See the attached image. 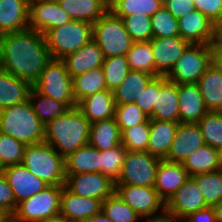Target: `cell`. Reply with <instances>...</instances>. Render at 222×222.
<instances>
[{
	"label": "cell",
	"mask_w": 222,
	"mask_h": 222,
	"mask_svg": "<svg viewBox=\"0 0 222 222\" xmlns=\"http://www.w3.org/2000/svg\"><path fill=\"white\" fill-rule=\"evenodd\" d=\"M33 86L0 68V110L25 102Z\"/></svg>",
	"instance_id": "83f0119b"
},
{
	"label": "cell",
	"mask_w": 222,
	"mask_h": 222,
	"mask_svg": "<svg viewBox=\"0 0 222 222\" xmlns=\"http://www.w3.org/2000/svg\"><path fill=\"white\" fill-rule=\"evenodd\" d=\"M210 51L211 65L222 72V43L214 42L213 40L208 44Z\"/></svg>",
	"instance_id": "db71d44e"
},
{
	"label": "cell",
	"mask_w": 222,
	"mask_h": 222,
	"mask_svg": "<svg viewBox=\"0 0 222 222\" xmlns=\"http://www.w3.org/2000/svg\"><path fill=\"white\" fill-rule=\"evenodd\" d=\"M153 55L150 41L133 42L130 50L126 54L130 70L155 76Z\"/></svg>",
	"instance_id": "8d00e7d4"
},
{
	"label": "cell",
	"mask_w": 222,
	"mask_h": 222,
	"mask_svg": "<svg viewBox=\"0 0 222 222\" xmlns=\"http://www.w3.org/2000/svg\"><path fill=\"white\" fill-rule=\"evenodd\" d=\"M179 123H197L207 112L197 83L178 84Z\"/></svg>",
	"instance_id": "44dd1931"
},
{
	"label": "cell",
	"mask_w": 222,
	"mask_h": 222,
	"mask_svg": "<svg viewBox=\"0 0 222 222\" xmlns=\"http://www.w3.org/2000/svg\"><path fill=\"white\" fill-rule=\"evenodd\" d=\"M60 8L72 20L85 21L94 24L108 10V0H57Z\"/></svg>",
	"instance_id": "4316f807"
},
{
	"label": "cell",
	"mask_w": 222,
	"mask_h": 222,
	"mask_svg": "<svg viewBox=\"0 0 222 222\" xmlns=\"http://www.w3.org/2000/svg\"><path fill=\"white\" fill-rule=\"evenodd\" d=\"M126 152L122 144L100 151V173L116 182L121 175Z\"/></svg>",
	"instance_id": "b9f144b4"
},
{
	"label": "cell",
	"mask_w": 222,
	"mask_h": 222,
	"mask_svg": "<svg viewBox=\"0 0 222 222\" xmlns=\"http://www.w3.org/2000/svg\"><path fill=\"white\" fill-rule=\"evenodd\" d=\"M51 59L41 32L27 28L0 35V68L32 86Z\"/></svg>",
	"instance_id": "6da1fadb"
},
{
	"label": "cell",
	"mask_w": 222,
	"mask_h": 222,
	"mask_svg": "<svg viewBox=\"0 0 222 222\" xmlns=\"http://www.w3.org/2000/svg\"><path fill=\"white\" fill-rule=\"evenodd\" d=\"M93 40L98 44L105 58L125 55L133 40L128 34L122 18L108 10L93 25Z\"/></svg>",
	"instance_id": "8992f818"
},
{
	"label": "cell",
	"mask_w": 222,
	"mask_h": 222,
	"mask_svg": "<svg viewBox=\"0 0 222 222\" xmlns=\"http://www.w3.org/2000/svg\"><path fill=\"white\" fill-rule=\"evenodd\" d=\"M205 144L222 149V112L208 111L198 122Z\"/></svg>",
	"instance_id": "60d3db41"
},
{
	"label": "cell",
	"mask_w": 222,
	"mask_h": 222,
	"mask_svg": "<svg viewBox=\"0 0 222 222\" xmlns=\"http://www.w3.org/2000/svg\"><path fill=\"white\" fill-rule=\"evenodd\" d=\"M210 65L209 46L190 44L165 77L177 84L198 83Z\"/></svg>",
	"instance_id": "9c48e42d"
},
{
	"label": "cell",
	"mask_w": 222,
	"mask_h": 222,
	"mask_svg": "<svg viewBox=\"0 0 222 222\" xmlns=\"http://www.w3.org/2000/svg\"><path fill=\"white\" fill-rule=\"evenodd\" d=\"M17 208L13 190L9 186L5 176L0 174V211L7 217H11Z\"/></svg>",
	"instance_id": "681fc988"
},
{
	"label": "cell",
	"mask_w": 222,
	"mask_h": 222,
	"mask_svg": "<svg viewBox=\"0 0 222 222\" xmlns=\"http://www.w3.org/2000/svg\"><path fill=\"white\" fill-rule=\"evenodd\" d=\"M29 28V0H0V35Z\"/></svg>",
	"instance_id": "7402d4cb"
},
{
	"label": "cell",
	"mask_w": 222,
	"mask_h": 222,
	"mask_svg": "<svg viewBox=\"0 0 222 222\" xmlns=\"http://www.w3.org/2000/svg\"><path fill=\"white\" fill-rule=\"evenodd\" d=\"M72 21L57 1H29V28L46 34L50 29L57 28Z\"/></svg>",
	"instance_id": "9a60e30c"
},
{
	"label": "cell",
	"mask_w": 222,
	"mask_h": 222,
	"mask_svg": "<svg viewBox=\"0 0 222 222\" xmlns=\"http://www.w3.org/2000/svg\"><path fill=\"white\" fill-rule=\"evenodd\" d=\"M28 100L32 105L34 113L44 125L61 116L69 109L61 101L41 95L34 88H32Z\"/></svg>",
	"instance_id": "d590c367"
},
{
	"label": "cell",
	"mask_w": 222,
	"mask_h": 222,
	"mask_svg": "<svg viewBox=\"0 0 222 222\" xmlns=\"http://www.w3.org/2000/svg\"><path fill=\"white\" fill-rule=\"evenodd\" d=\"M153 38L180 36L178 19L162 6L152 17Z\"/></svg>",
	"instance_id": "ee69618b"
},
{
	"label": "cell",
	"mask_w": 222,
	"mask_h": 222,
	"mask_svg": "<svg viewBox=\"0 0 222 222\" xmlns=\"http://www.w3.org/2000/svg\"><path fill=\"white\" fill-rule=\"evenodd\" d=\"M100 172V150L89 143L65 158V174Z\"/></svg>",
	"instance_id": "f1b7e54d"
},
{
	"label": "cell",
	"mask_w": 222,
	"mask_h": 222,
	"mask_svg": "<svg viewBox=\"0 0 222 222\" xmlns=\"http://www.w3.org/2000/svg\"><path fill=\"white\" fill-rule=\"evenodd\" d=\"M77 107L90 123H94L99 120L113 118L116 103L113 92L104 90L82 99Z\"/></svg>",
	"instance_id": "d4e9b609"
},
{
	"label": "cell",
	"mask_w": 222,
	"mask_h": 222,
	"mask_svg": "<svg viewBox=\"0 0 222 222\" xmlns=\"http://www.w3.org/2000/svg\"><path fill=\"white\" fill-rule=\"evenodd\" d=\"M72 79L73 94L76 100V104L93 93L108 90L102 67L94 68L83 74L77 75Z\"/></svg>",
	"instance_id": "e575fe53"
},
{
	"label": "cell",
	"mask_w": 222,
	"mask_h": 222,
	"mask_svg": "<svg viewBox=\"0 0 222 222\" xmlns=\"http://www.w3.org/2000/svg\"><path fill=\"white\" fill-rule=\"evenodd\" d=\"M81 222H113L111 219H109L102 211L96 215H93L92 217H89Z\"/></svg>",
	"instance_id": "9f6ffc18"
},
{
	"label": "cell",
	"mask_w": 222,
	"mask_h": 222,
	"mask_svg": "<svg viewBox=\"0 0 222 222\" xmlns=\"http://www.w3.org/2000/svg\"><path fill=\"white\" fill-rule=\"evenodd\" d=\"M121 130L115 117L99 120L90 125L89 144L98 150H108L121 144Z\"/></svg>",
	"instance_id": "4dcf8cb0"
},
{
	"label": "cell",
	"mask_w": 222,
	"mask_h": 222,
	"mask_svg": "<svg viewBox=\"0 0 222 222\" xmlns=\"http://www.w3.org/2000/svg\"><path fill=\"white\" fill-rule=\"evenodd\" d=\"M181 222H216L214 209L213 207H207L190 213Z\"/></svg>",
	"instance_id": "f5cc1de1"
},
{
	"label": "cell",
	"mask_w": 222,
	"mask_h": 222,
	"mask_svg": "<svg viewBox=\"0 0 222 222\" xmlns=\"http://www.w3.org/2000/svg\"><path fill=\"white\" fill-rule=\"evenodd\" d=\"M219 165H220V170L222 171V149L219 150Z\"/></svg>",
	"instance_id": "91938a15"
},
{
	"label": "cell",
	"mask_w": 222,
	"mask_h": 222,
	"mask_svg": "<svg viewBox=\"0 0 222 222\" xmlns=\"http://www.w3.org/2000/svg\"><path fill=\"white\" fill-rule=\"evenodd\" d=\"M102 69L107 89L112 92L116 90L131 71L125 55L105 58Z\"/></svg>",
	"instance_id": "ab89813d"
},
{
	"label": "cell",
	"mask_w": 222,
	"mask_h": 222,
	"mask_svg": "<svg viewBox=\"0 0 222 222\" xmlns=\"http://www.w3.org/2000/svg\"><path fill=\"white\" fill-rule=\"evenodd\" d=\"M29 1L44 2V1H57V0H29Z\"/></svg>",
	"instance_id": "e7e4bbea"
},
{
	"label": "cell",
	"mask_w": 222,
	"mask_h": 222,
	"mask_svg": "<svg viewBox=\"0 0 222 222\" xmlns=\"http://www.w3.org/2000/svg\"><path fill=\"white\" fill-rule=\"evenodd\" d=\"M63 186L49 185L37 194L17 204L12 222H42L60 215Z\"/></svg>",
	"instance_id": "ba28073f"
},
{
	"label": "cell",
	"mask_w": 222,
	"mask_h": 222,
	"mask_svg": "<svg viewBox=\"0 0 222 222\" xmlns=\"http://www.w3.org/2000/svg\"><path fill=\"white\" fill-rule=\"evenodd\" d=\"M3 171H4V167H3V165H2L1 162H0V174H2Z\"/></svg>",
	"instance_id": "03108f58"
},
{
	"label": "cell",
	"mask_w": 222,
	"mask_h": 222,
	"mask_svg": "<svg viewBox=\"0 0 222 222\" xmlns=\"http://www.w3.org/2000/svg\"><path fill=\"white\" fill-rule=\"evenodd\" d=\"M195 9L214 23L222 14V0H193Z\"/></svg>",
	"instance_id": "f907efd6"
},
{
	"label": "cell",
	"mask_w": 222,
	"mask_h": 222,
	"mask_svg": "<svg viewBox=\"0 0 222 222\" xmlns=\"http://www.w3.org/2000/svg\"><path fill=\"white\" fill-rule=\"evenodd\" d=\"M104 55L98 44L92 39L79 50L67 55L63 60L66 69L73 78L97 67H102Z\"/></svg>",
	"instance_id": "603a6c76"
},
{
	"label": "cell",
	"mask_w": 222,
	"mask_h": 222,
	"mask_svg": "<svg viewBox=\"0 0 222 222\" xmlns=\"http://www.w3.org/2000/svg\"><path fill=\"white\" fill-rule=\"evenodd\" d=\"M45 38L51 58L62 60L93 39L92 24L72 20L63 26L50 29Z\"/></svg>",
	"instance_id": "5b68a950"
},
{
	"label": "cell",
	"mask_w": 222,
	"mask_h": 222,
	"mask_svg": "<svg viewBox=\"0 0 222 222\" xmlns=\"http://www.w3.org/2000/svg\"><path fill=\"white\" fill-rule=\"evenodd\" d=\"M122 20L134 42L150 41L153 38L151 17L130 15L122 18Z\"/></svg>",
	"instance_id": "bcb514c9"
},
{
	"label": "cell",
	"mask_w": 222,
	"mask_h": 222,
	"mask_svg": "<svg viewBox=\"0 0 222 222\" xmlns=\"http://www.w3.org/2000/svg\"><path fill=\"white\" fill-rule=\"evenodd\" d=\"M114 117L121 133L125 129L143 123L149 118L135 103L116 105Z\"/></svg>",
	"instance_id": "7dc6e473"
},
{
	"label": "cell",
	"mask_w": 222,
	"mask_h": 222,
	"mask_svg": "<svg viewBox=\"0 0 222 222\" xmlns=\"http://www.w3.org/2000/svg\"><path fill=\"white\" fill-rule=\"evenodd\" d=\"M162 6L164 0H110L109 10L117 17L145 15L152 17Z\"/></svg>",
	"instance_id": "836d02e7"
},
{
	"label": "cell",
	"mask_w": 222,
	"mask_h": 222,
	"mask_svg": "<svg viewBox=\"0 0 222 222\" xmlns=\"http://www.w3.org/2000/svg\"><path fill=\"white\" fill-rule=\"evenodd\" d=\"M164 6L176 19H179L187 13L195 10L193 0H164Z\"/></svg>",
	"instance_id": "816d5d0a"
},
{
	"label": "cell",
	"mask_w": 222,
	"mask_h": 222,
	"mask_svg": "<svg viewBox=\"0 0 222 222\" xmlns=\"http://www.w3.org/2000/svg\"><path fill=\"white\" fill-rule=\"evenodd\" d=\"M90 125L77 106L69 108L45 125L44 142L66 158L89 143Z\"/></svg>",
	"instance_id": "7a4b0ae2"
},
{
	"label": "cell",
	"mask_w": 222,
	"mask_h": 222,
	"mask_svg": "<svg viewBox=\"0 0 222 222\" xmlns=\"http://www.w3.org/2000/svg\"><path fill=\"white\" fill-rule=\"evenodd\" d=\"M161 88V76L154 77L144 91L140 94L135 104L145 113L149 118L151 117L154 106H156V93H159Z\"/></svg>",
	"instance_id": "c3c4849f"
},
{
	"label": "cell",
	"mask_w": 222,
	"mask_h": 222,
	"mask_svg": "<svg viewBox=\"0 0 222 222\" xmlns=\"http://www.w3.org/2000/svg\"><path fill=\"white\" fill-rule=\"evenodd\" d=\"M207 207L197 183L190 177L165 203L166 219L181 222L190 213Z\"/></svg>",
	"instance_id": "7c38bea8"
},
{
	"label": "cell",
	"mask_w": 222,
	"mask_h": 222,
	"mask_svg": "<svg viewBox=\"0 0 222 222\" xmlns=\"http://www.w3.org/2000/svg\"><path fill=\"white\" fill-rule=\"evenodd\" d=\"M101 211L113 222H138L142 219L116 192L102 201Z\"/></svg>",
	"instance_id": "f35d334b"
},
{
	"label": "cell",
	"mask_w": 222,
	"mask_h": 222,
	"mask_svg": "<svg viewBox=\"0 0 222 222\" xmlns=\"http://www.w3.org/2000/svg\"><path fill=\"white\" fill-rule=\"evenodd\" d=\"M0 133L27 145L44 142L45 125L34 113L29 100L0 110Z\"/></svg>",
	"instance_id": "3957f363"
},
{
	"label": "cell",
	"mask_w": 222,
	"mask_h": 222,
	"mask_svg": "<svg viewBox=\"0 0 222 222\" xmlns=\"http://www.w3.org/2000/svg\"><path fill=\"white\" fill-rule=\"evenodd\" d=\"M150 44L154 54L155 76H166L190 45L180 36L152 38Z\"/></svg>",
	"instance_id": "5bb4252c"
},
{
	"label": "cell",
	"mask_w": 222,
	"mask_h": 222,
	"mask_svg": "<svg viewBox=\"0 0 222 222\" xmlns=\"http://www.w3.org/2000/svg\"><path fill=\"white\" fill-rule=\"evenodd\" d=\"M102 201L75 195L65 186L62 189L60 215L72 222H81L101 212Z\"/></svg>",
	"instance_id": "d6986e66"
},
{
	"label": "cell",
	"mask_w": 222,
	"mask_h": 222,
	"mask_svg": "<svg viewBox=\"0 0 222 222\" xmlns=\"http://www.w3.org/2000/svg\"><path fill=\"white\" fill-rule=\"evenodd\" d=\"M64 186L75 195L101 201L115 192V182L100 172L66 175Z\"/></svg>",
	"instance_id": "4fadbf2b"
},
{
	"label": "cell",
	"mask_w": 222,
	"mask_h": 222,
	"mask_svg": "<svg viewBox=\"0 0 222 222\" xmlns=\"http://www.w3.org/2000/svg\"><path fill=\"white\" fill-rule=\"evenodd\" d=\"M26 145L10 135L0 133V162L3 167L22 164Z\"/></svg>",
	"instance_id": "f6af8a7d"
},
{
	"label": "cell",
	"mask_w": 222,
	"mask_h": 222,
	"mask_svg": "<svg viewBox=\"0 0 222 222\" xmlns=\"http://www.w3.org/2000/svg\"><path fill=\"white\" fill-rule=\"evenodd\" d=\"M7 216L0 211V222H2Z\"/></svg>",
	"instance_id": "94428289"
},
{
	"label": "cell",
	"mask_w": 222,
	"mask_h": 222,
	"mask_svg": "<svg viewBox=\"0 0 222 222\" xmlns=\"http://www.w3.org/2000/svg\"><path fill=\"white\" fill-rule=\"evenodd\" d=\"M160 160L148 152L127 151L115 185L154 187Z\"/></svg>",
	"instance_id": "30bf717a"
},
{
	"label": "cell",
	"mask_w": 222,
	"mask_h": 222,
	"mask_svg": "<svg viewBox=\"0 0 222 222\" xmlns=\"http://www.w3.org/2000/svg\"><path fill=\"white\" fill-rule=\"evenodd\" d=\"M115 192L141 217H148V222L166 219L165 202L154 187L115 185ZM158 210L161 214H156Z\"/></svg>",
	"instance_id": "8fae6325"
},
{
	"label": "cell",
	"mask_w": 222,
	"mask_h": 222,
	"mask_svg": "<svg viewBox=\"0 0 222 222\" xmlns=\"http://www.w3.org/2000/svg\"><path fill=\"white\" fill-rule=\"evenodd\" d=\"M3 175L13 190L16 204L41 192L49 186L44 180L34 176L22 164L5 167Z\"/></svg>",
	"instance_id": "2e32d148"
},
{
	"label": "cell",
	"mask_w": 222,
	"mask_h": 222,
	"mask_svg": "<svg viewBox=\"0 0 222 222\" xmlns=\"http://www.w3.org/2000/svg\"><path fill=\"white\" fill-rule=\"evenodd\" d=\"M216 222H222V201L213 206Z\"/></svg>",
	"instance_id": "6f0895ef"
},
{
	"label": "cell",
	"mask_w": 222,
	"mask_h": 222,
	"mask_svg": "<svg viewBox=\"0 0 222 222\" xmlns=\"http://www.w3.org/2000/svg\"><path fill=\"white\" fill-rule=\"evenodd\" d=\"M22 165L49 185H65V158L45 142L27 145Z\"/></svg>",
	"instance_id": "277c9868"
},
{
	"label": "cell",
	"mask_w": 222,
	"mask_h": 222,
	"mask_svg": "<svg viewBox=\"0 0 222 222\" xmlns=\"http://www.w3.org/2000/svg\"><path fill=\"white\" fill-rule=\"evenodd\" d=\"M33 88L41 95L61 101L68 108L77 106L73 94V79L63 60L51 59L42 70Z\"/></svg>",
	"instance_id": "52a82bcc"
},
{
	"label": "cell",
	"mask_w": 222,
	"mask_h": 222,
	"mask_svg": "<svg viewBox=\"0 0 222 222\" xmlns=\"http://www.w3.org/2000/svg\"><path fill=\"white\" fill-rule=\"evenodd\" d=\"M150 120L179 122L178 84L161 76V88L156 93V106Z\"/></svg>",
	"instance_id": "cb8c5ba5"
},
{
	"label": "cell",
	"mask_w": 222,
	"mask_h": 222,
	"mask_svg": "<svg viewBox=\"0 0 222 222\" xmlns=\"http://www.w3.org/2000/svg\"><path fill=\"white\" fill-rule=\"evenodd\" d=\"M199 187L208 207L222 201V171L199 174L191 177Z\"/></svg>",
	"instance_id": "74e56055"
},
{
	"label": "cell",
	"mask_w": 222,
	"mask_h": 222,
	"mask_svg": "<svg viewBox=\"0 0 222 222\" xmlns=\"http://www.w3.org/2000/svg\"><path fill=\"white\" fill-rule=\"evenodd\" d=\"M146 222H148V221H146ZM150 222H174V221L165 219V220H161V221H150Z\"/></svg>",
	"instance_id": "6125c7cd"
},
{
	"label": "cell",
	"mask_w": 222,
	"mask_h": 222,
	"mask_svg": "<svg viewBox=\"0 0 222 222\" xmlns=\"http://www.w3.org/2000/svg\"><path fill=\"white\" fill-rule=\"evenodd\" d=\"M179 124L173 121L150 120L148 153L161 160L166 159Z\"/></svg>",
	"instance_id": "484cf974"
},
{
	"label": "cell",
	"mask_w": 222,
	"mask_h": 222,
	"mask_svg": "<svg viewBox=\"0 0 222 222\" xmlns=\"http://www.w3.org/2000/svg\"><path fill=\"white\" fill-rule=\"evenodd\" d=\"M190 177L220 170L219 150L203 145L182 163Z\"/></svg>",
	"instance_id": "d6a6232c"
},
{
	"label": "cell",
	"mask_w": 222,
	"mask_h": 222,
	"mask_svg": "<svg viewBox=\"0 0 222 222\" xmlns=\"http://www.w3.org/2000/svg\"><path fill=\"white\" fill-rule=\"evenodd\" d=\"M197 84L207 110L222 112V72L210 65Z\"/></svg>",
	"instance_id": "f546056e"
},
{
	"label": "cell",
	"mask_w": 222,
	"mask_h": 222,
	"mask_svg": "<svg viewBox=\"0 0 222 222\" xmlns=\"http://www.w3.org/2000/svg\"><path fill=\"white\" fill-rule=\"evenodd\" d=\"M2 222H12L11 217H6Z\"/></svg>",
	"instance_id": "be15d7a7"
},
{
	"label": "cell",
	"mask_w": 222,
	"mask_h": 222,
	"mask_svg": "<svg viewBox=\"0 0 222 222\" xmlns=\"http://www.w3.org/2000/svg\"><path fill=\"white\" fill-rule=\"evenodd\" d=\"M214 42L222 43V14L221 16L213 23V37Z\"/></svg>",
	"instance_id": "11a10c76"
},
{
	"label": "cell",
	"mask_w": 222,
	"mask_h": 222,
	"mask_svg": "<svg viewBox=\"0 0 222 222\" xmlns=\"http://www.w3.org/2000/svg\"><path fill=\"white\" fill-rule=\"evenodd\" d=\"M205 145L197 123H180L165 160L183 163L189 155Z\"/></svg>",
	"instance_id": "e0dca14e"
},
{
	"label": "cell",
	"mask_w": 222,
	"mask_h": 222,
	"mask_svg": "<svg viewBox=\"0 0 222 222\" xmlns=\"http://www.w3.org/2000/svg\"><path fill=\"white\" fill-rule=\"evenodd\" d=\"M150 137V119L125 129L122 132L121 144L127 151L148 152Z\"/></svg>",
	"instance_id": "7bdbcfd3"
},
{
	"label": "cell",
	"mask_w": 222,
	"mask_h": 222,
	"mask_svg": "<svg viewBox=\"0 0 222 222\" xmlns=\"http://www.w3.org/2000/svg\"><path fill=\"white\" fill-rule=\"evenodd\" d=\"M189 178L182 163L160 160L154 188L166 203Z\"/></svg>",
	"instance_id": "ac0fdd59"
},
{
	"label": "cell",
	"mask_w": 222,
	"mask_h": 222,
	"mask_svg": "<svg viewBox=\"0 0 222 222\" xmlns=\"http://www.w3.org/2000/svg\"><path fill=\"white\" fill-rule=\"evenodd\" d=\"M42 222H72V221L68 220L67 218L61 215H58V216L43 220Z\"/></svg>",
	"instance_id": "680465c9"
},
{
	"label": "cell",
	"mask_w": 222,
	"mask_h": 222,
	"mask_svg": "<svg viewBox=\"0 0 222 222\" xmlns=\"http://www.w3.org/2000/svg\"><path fill=\"white\" fill-rule=\"evenodd\" d=\"M180 37L190 44L208 45L213 37V23L200 11L193 10L178 19Z\"/></svg>",
	"instance_id": "ffe728a7"
},
{
	"label": "cell",
	"mask_w": 222,
	"mask_h": 222,
	"mask_svg": "<svg viewBox=\"0 0 222 222\" xmlns=\"http://www.w3.org/2000/svg\"><path fill=\"white\" fill-rule=\"evenodd\" d=\"M156 76L130 71L124 81L113 91L116 105L135 103L149 82Z\"/></svg>",
	"instance_id": "1f68e13d"
}]
</instances>
